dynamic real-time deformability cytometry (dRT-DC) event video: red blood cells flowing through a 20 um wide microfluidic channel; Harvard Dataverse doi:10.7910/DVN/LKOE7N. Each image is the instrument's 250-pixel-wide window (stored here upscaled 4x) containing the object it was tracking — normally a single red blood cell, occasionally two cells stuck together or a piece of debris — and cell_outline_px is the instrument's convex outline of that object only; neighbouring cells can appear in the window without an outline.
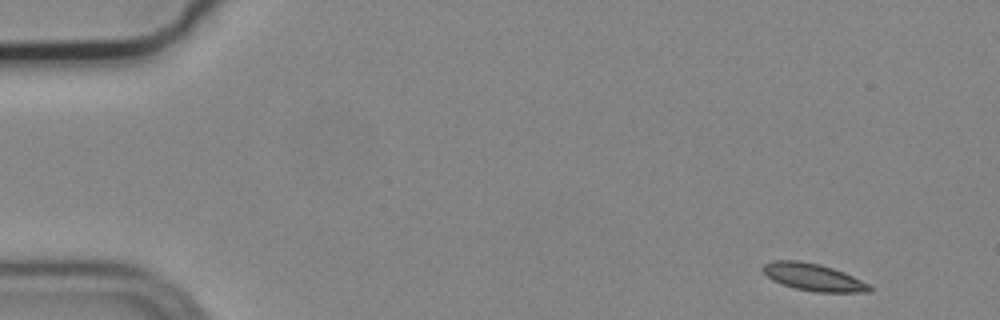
{"species": "common noctule bat (a hibernating species)", "species_latin": "Nyctalus noctula", "temperature_condition": "cold", "stored_images_in_passage": 6, "camera_frame_rate_fps": 3000, "um_per_image_px": 0.085, "animal": {"sex": "male", "body_mass_g": 19.2, "forearm_length_mm": 51.8}, "frame": {"image": 1, "passage_image": 1, "time_ms": 0.0, "image_size_px": [1000, 320], "cell_outline_px": [[872, 292], [816, 292], [796, 288], [772, 280], [760, 268], [764, 264], [772, 260], [800, 260], [820, 264], [844, 272], [868, 284], [872, 288]], "centroid_in_image_um": [69.11, 23.54], "position_along_channel_um": 15.9, "area_um2": 16.82}}
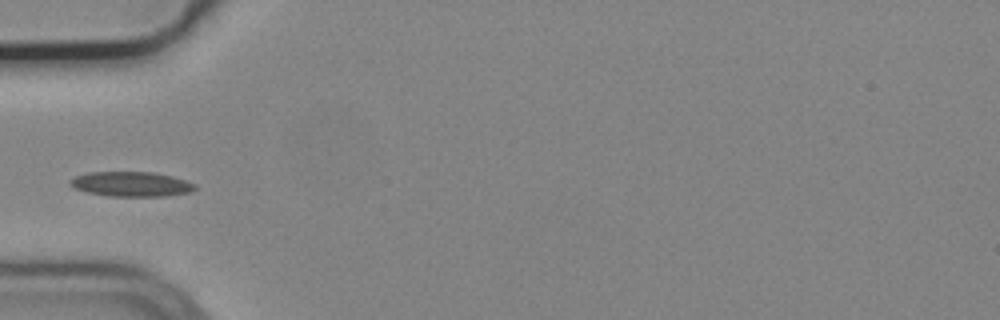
{"frame": {"image": 2, "passage_image": 5, "time_ms": 1.333, "image_size_px": [1000, 320], "cell_outline_px": [[196, 188], [192, 192], [164, 196], [108, 196], [88, 192], [76, 188], [68, 184], [68, 180], [76, 176], [88, 172], [152, 172], [172, 176], [196, 184]], "centroid_in_image_um": [11.15, 15.65], "position_along_channel_um": 73.8, "area_um2": 18.03}}
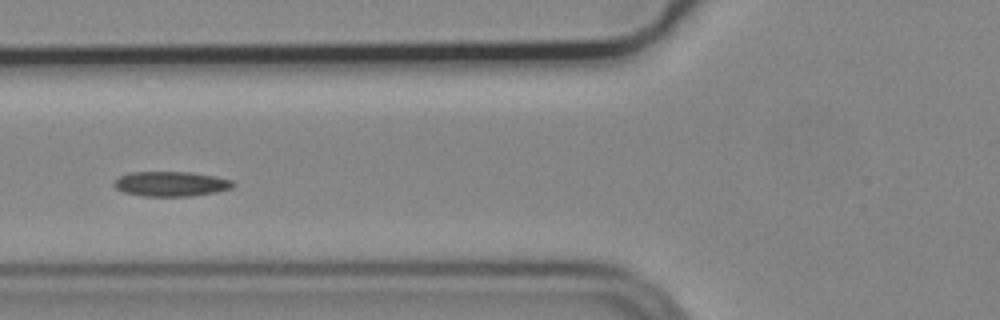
{"frame": {"image": 3, "passage_image": 6, "time_ms": 1.667, "image_size_px": [1000, 320], "cell_outline_px": [[236, 184], [232, 188], [216, 192], [192, 196], [144, 196], [124, 192], [116, 188], [112, 184], [120, 176], [128, 172], [188, 172], [212, 176], [232, 180]], "centroid_in_image_um": [14.53, 15.63], "position_along_channel_um": 111.3, "area_um2": 17.17}}